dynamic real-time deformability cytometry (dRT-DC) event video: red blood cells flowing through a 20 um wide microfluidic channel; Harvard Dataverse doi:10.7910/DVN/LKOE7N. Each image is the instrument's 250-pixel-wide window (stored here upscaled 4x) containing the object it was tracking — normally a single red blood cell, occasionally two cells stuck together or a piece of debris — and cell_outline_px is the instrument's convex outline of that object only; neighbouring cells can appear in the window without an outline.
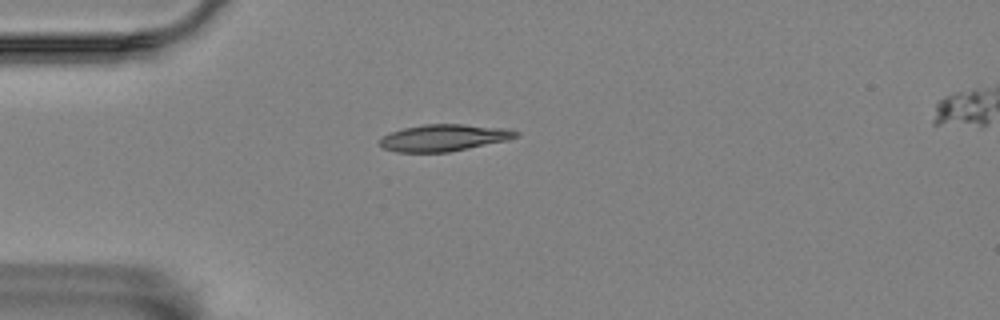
{"species": "Egyptian fruit bat (a non-hibernating species)", "species_latin": "Rousettus aegyptiacus", "temperature_condition": "room temperature", "stored_images_in_passage": 2, "segment_of_instrument_passage": [1, 2], "camera_frame_rate_fps": 3000, "um_per_image_px": 0.085, "animal": {"sex": "female"}, "frame": {"image": 1, "passage_image": 1, "time_ms": 0.0, "image_size_px": [1000, 320], "cell_outline_px": [[520, 136], [508, 140], [448, 152], [396, 152], [384, 148], [380, 144], [380, 136], [404, 128], [424, 124], [464, 124], [504, 128], [520, 132]], "centroid_in_image_um": [37.74, 11.7], "position_along_channel_um": 47.3, "area_um2": 21.21}}